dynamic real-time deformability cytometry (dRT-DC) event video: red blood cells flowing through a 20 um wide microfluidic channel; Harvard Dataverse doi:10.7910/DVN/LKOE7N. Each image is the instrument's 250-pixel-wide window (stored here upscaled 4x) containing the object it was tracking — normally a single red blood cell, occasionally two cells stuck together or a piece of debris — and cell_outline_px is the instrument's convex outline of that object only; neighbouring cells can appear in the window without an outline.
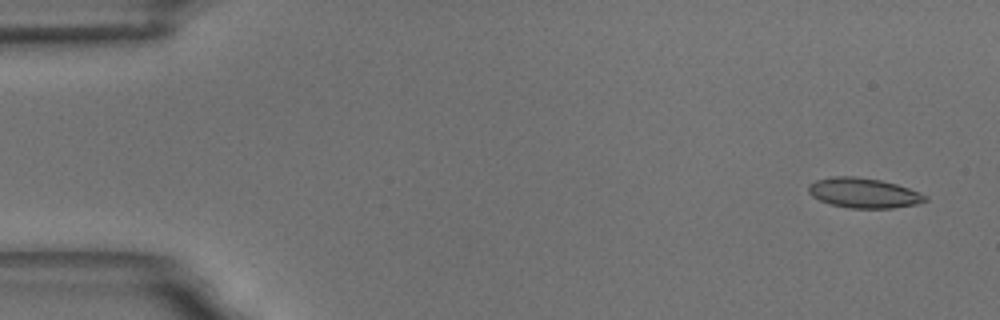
{"species": "common noctule bat (a hibernating species)", "species_latin": "Nyctalus noctula", "temperature_condition": "room temperature", "stored_images_in_passage": 6, "camera_frame_rate_fps": 3000, "um_per_image_px": 0.085, "animal": {"sex": "male", "body_mass_g": 18.8}, "frame": {"image": 1, "passage_image": 1, "time_ms": 0.0, "image_size_px": [1000, 320], "cell_outline_px": [[928, 200], [916, 204], [892, 208], [848, 208], [832, 204], [820, 200], [812, 196], [808, 192], [808, 184], [816, 180], [832, 176], [852, 176], [880, 180], [896, 184], [920, 192], [928, 196]], "centroid_in_image_um": [73.41, 16.4], "position_along_channel_um": 11.6, "area_um2": 20.35}}